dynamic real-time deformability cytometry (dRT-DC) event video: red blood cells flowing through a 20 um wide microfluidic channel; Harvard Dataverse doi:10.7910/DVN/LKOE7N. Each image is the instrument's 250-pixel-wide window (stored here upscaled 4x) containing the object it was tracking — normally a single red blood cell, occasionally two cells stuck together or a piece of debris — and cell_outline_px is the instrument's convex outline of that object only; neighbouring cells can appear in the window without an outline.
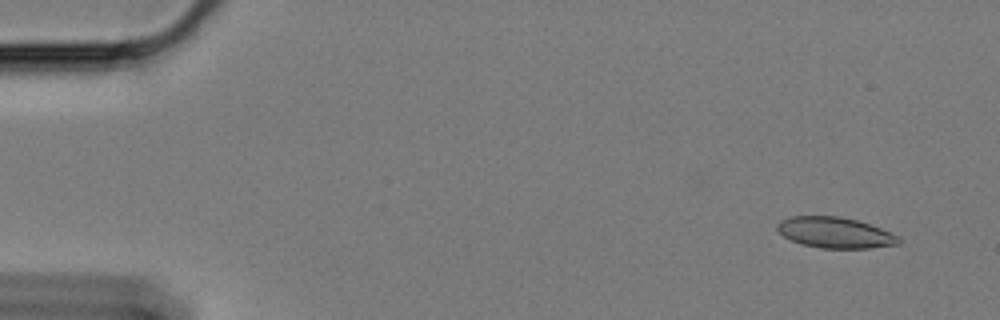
{"species": "Egyptian fruit bat (a non-hibernating species)", "species_latin": "Rousettus aegyptiacus", "temperature_condition": "cold", "stored_images_in_passage": 28, "camera_frame_rate_fps": 3000, "um_per_image_px": 0.085, "animal": {"sex": "female"}, "frame": {"image": 1, "passage_image": 4, "time_ms": 1.0, "image_size_px": [1000, 320], "cell_outline_px": [[900, 244], [868, 248], [820, 248], [804, 244], [792, 240], [784, 236], [776, 228], [776, 224], [780, 220], [788, 216], [840, 216], [856, 220], [880, 228], [900, 236]], "centroid_in_image_um": [70.97, 19.76], "position_along_channel_um": 14.0, "area_um2": 21.73}}
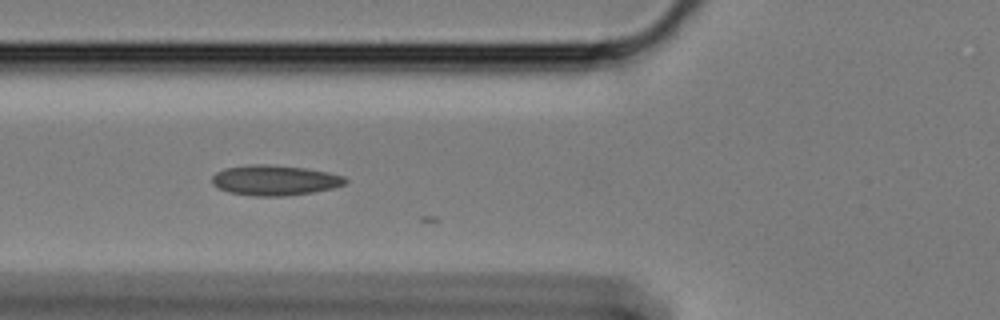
{"frame": {"image": 2, "passage_image": 22, "time_ms": 7.0, "image_size_px": [1000, 320], "cell_outline_px": [[348, 180], [344, 184], [332, 188], [312, 192], [284, 196], [256, 196], [228, 192], [212, 184], [212, 176], [216, 172], [224, 168], [252, 164], [268, 164], [304, 168], [328, 172], [344, 176]], "centroid_in_image_um": [23.33, 15.31], "position_along_channel_um": 102.5, "area_um2": 23.41}}
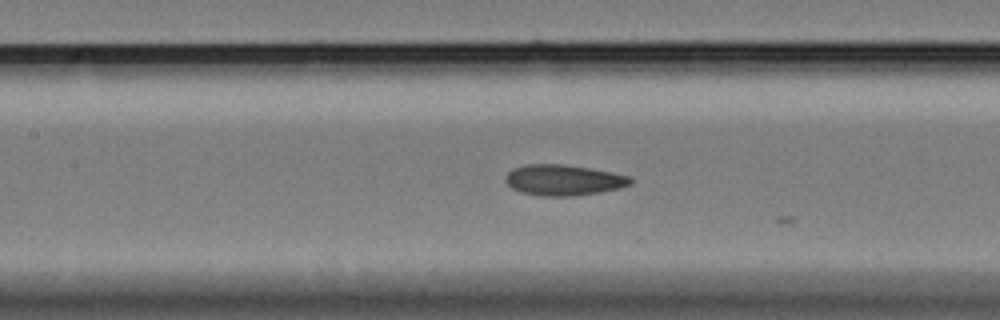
{"frame": {"image": 3, "passage_image": 27, "time_ms": 8.667, "image_size_px": [1000, 320], "cell_outline_px": [[632, 184], [600, 192], [572, 196], [540, 196], [524, 192], [512, 188], [504, 180], [504, 176], [512, 168], [528, 164], [564, 164], [612, 172], [632, 176]], "centroid_in_image_um": [47.89, 15.3], "position_along_channel_um": 159.5, "area_um2": 22.37}}